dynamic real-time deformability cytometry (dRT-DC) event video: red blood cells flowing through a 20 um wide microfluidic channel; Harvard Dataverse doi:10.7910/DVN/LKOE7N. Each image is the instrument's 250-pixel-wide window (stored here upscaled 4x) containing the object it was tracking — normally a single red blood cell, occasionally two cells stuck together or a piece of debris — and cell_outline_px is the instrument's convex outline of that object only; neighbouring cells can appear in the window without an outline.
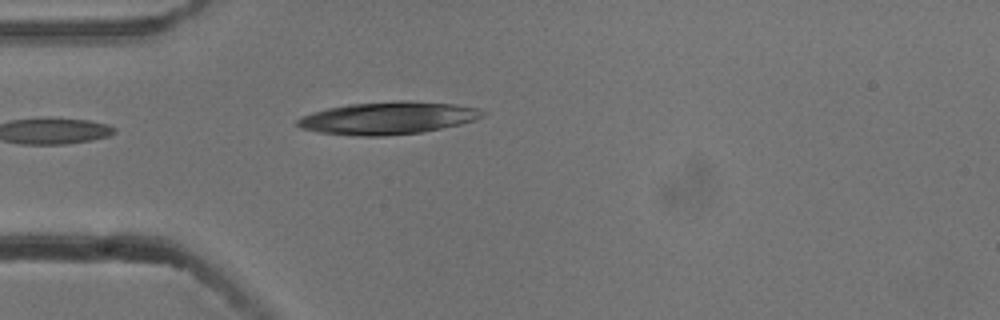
{"species": "common noctule bat (a hibernating species)", "species_latin": "Nyctalus noctula", "temperature_condition": "cold", "stored_images_in_passage": 1, "camera_frame_rate_fps": 3000, "um_per_image_px": 0.085, "animal": {"sex": "male", "body_mass_g": 13.3}, "frame": {"image": 1, "passage_image": 1, "time_ms": 0.0, "image_size_px": [1000, 320], "cell_outline_px": [[488, 112], [484, 116], [476, 120], [460, 124], [420, 132], [384, 136], [360, 136], [320, 132], [300, 128], [296, 124], [296, 120], [312, 112], [328, 108], [348, 104], [400, 100], [404, 100], [456, 104], [480, 108]], "centroid_in_image_um": [33.02, 10.02], "position_along_channel_um": 52.0, "area_um2": 35.08}}